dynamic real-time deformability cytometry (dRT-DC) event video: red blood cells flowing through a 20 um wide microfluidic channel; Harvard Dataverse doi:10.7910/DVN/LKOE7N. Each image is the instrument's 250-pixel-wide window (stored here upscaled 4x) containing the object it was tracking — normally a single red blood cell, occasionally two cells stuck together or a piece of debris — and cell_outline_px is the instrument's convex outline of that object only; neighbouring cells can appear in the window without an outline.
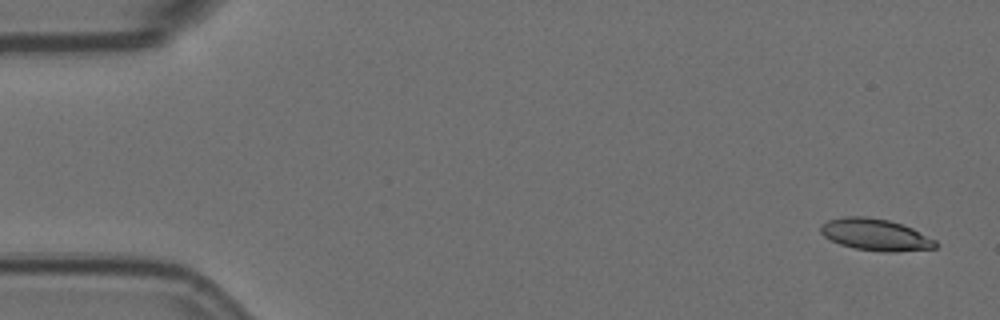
{"species": "Egyptian fruit bat (a non-hibernating species)", "species_latin": "Rousettus aegyptiacus", "temperature_condition": "room temperature", "stored_images_in_passage": 5, "camera_frame_rate_fps": 3000, "um_per_image_px": 0.085, "animal": {"sex": "female"}, "frame": {"image": 1, "passage_image": 1, "time_ms": 0.0, "image_size_px": [1000, 320], "cell_outline_px": [[940, 244], [936, 248], [892, 252], [880, 252], [856, 248], [840, 244], [824, 236], [820, 232], [820, 224], [828, 220], [844, 216], [864, 216], [888, 220], [912, 228], [936, 240]], "centroid_in_image_um": [74.42, 19.95], "position_along_channel_um": 10.6, "area_um2": 21.27}}